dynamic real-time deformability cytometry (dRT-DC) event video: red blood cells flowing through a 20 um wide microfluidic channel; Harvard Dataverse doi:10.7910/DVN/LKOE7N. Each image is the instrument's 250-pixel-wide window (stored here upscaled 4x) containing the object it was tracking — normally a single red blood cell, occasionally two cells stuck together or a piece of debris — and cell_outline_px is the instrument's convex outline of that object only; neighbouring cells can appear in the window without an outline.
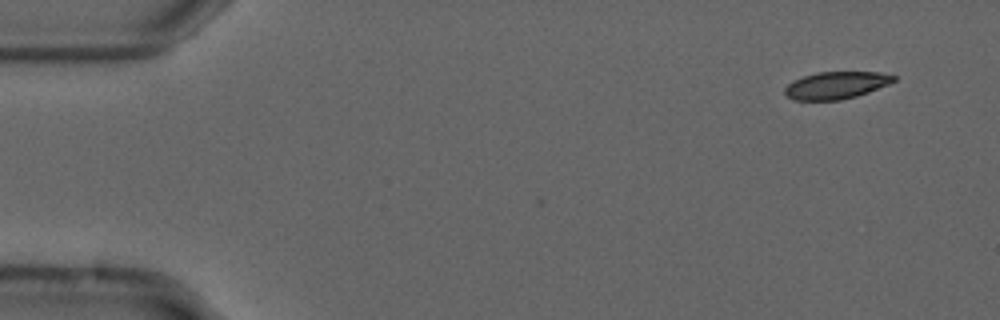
{"species": "common noctule bat (a hibernating species)", "species_latin": "Nyctalus noctula", "temperature_condition": "cold", "stored_images_in_passage": 2, "camera_frame_rate_fps": 3000, "um_per_image_px": 0.085, "animal": {"sex": "male", "forearm_length_mm": 52.5}, "frame": {"image": 1, "passage_image": 2, "time_ms": 0.333, "image_size_px": [1000, 320], "cell_outline_px": [[896, 80], [888, 84], [868, 92], [856, 96], [840, 100], [792, 100], [784, 92], [784, 88], [792, 80], [816, 72], [880, 72], [896, 76]], "centroid_in_image_um": [71.05, 7.24], "position_along_channel_um": 14.0, "area_um2": 17.28}}